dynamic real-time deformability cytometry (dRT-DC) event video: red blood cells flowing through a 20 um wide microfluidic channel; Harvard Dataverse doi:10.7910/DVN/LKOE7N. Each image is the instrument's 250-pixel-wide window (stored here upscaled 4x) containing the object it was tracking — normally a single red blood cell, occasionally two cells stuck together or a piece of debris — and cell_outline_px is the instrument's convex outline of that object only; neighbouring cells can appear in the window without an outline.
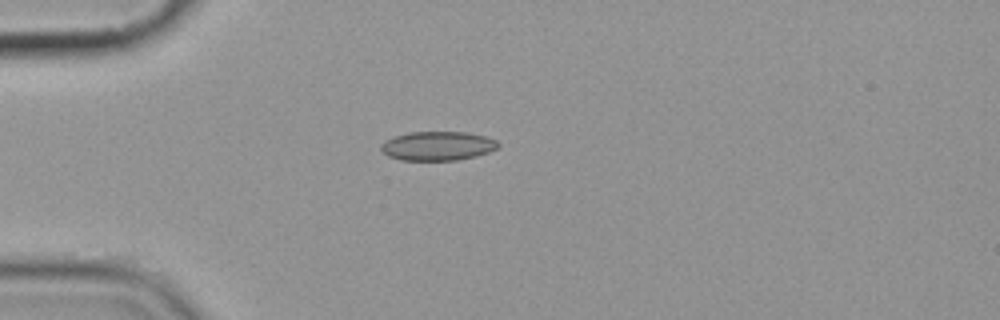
{"species": "common noctule bat (a hibernating species)", "species_latin": "Nyctalus noctula", "temperature_condition": "cold", "stored_images_in_passage": 3, "camera_frame_rate_fps": 3000, "um_per_image_px": 0.085, "animal": {"sex": "female", "body_mass_g": 19.9}, "frame": {"image": 1, "passage_image": 1, "time_ms": 0.0, "image_size_px": [1000, 320], "cell_outline_px": [[500, 144], [496, 148], [488, 152], [476, 156], [456, 160], [400, 160], [388, 156], [380, 148], [380, 144], [384, 140], [408, 132], [464, 132], [488, 136], [496, 140]], "centroid_in_image_um": [37.19, 12.4], "position_along_channel_um": 47.8, "area_um2": 19.88}}
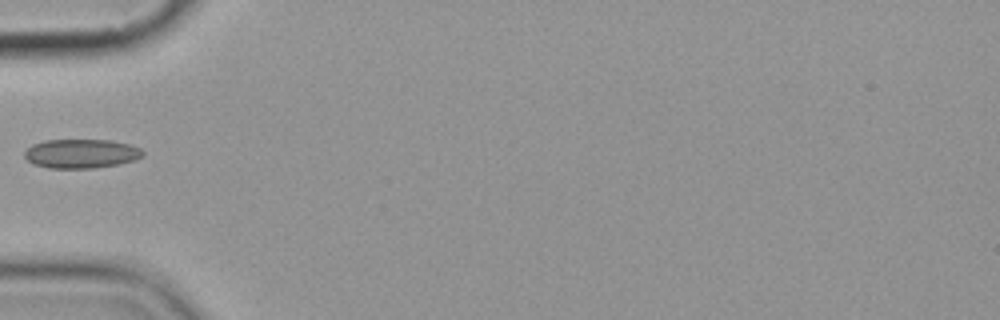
{"frame": {"image": 2, "passage_image": 2, "time_ms": 1.333, "image_size_px": [1000, 320], "cell_outline_px": [[144, 156], [136, 160], [120, 164], [96, 168], [48, 168], [32, 164], [24, 156], [24, 152], [32, 144], [44, 140], [112, 140], [128, 144], [140, 148], [144, 152]], "centroid_in_image_um": [6.91, 13.06], "position_along_channel_um": 78.1, "area_um2": 20.29}}
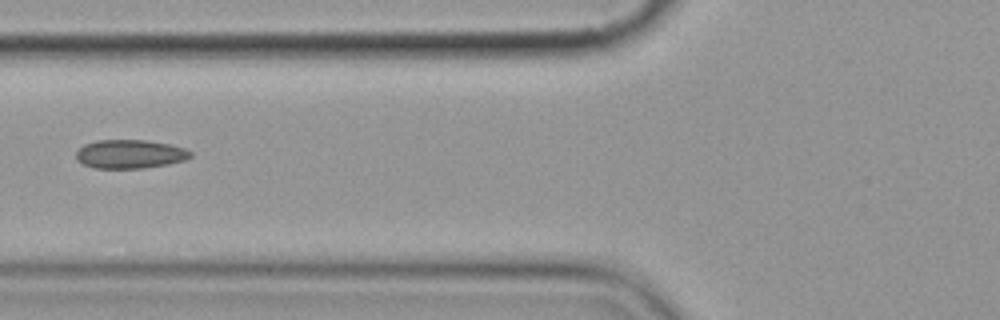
{"frame": {"image": 3, "passage_image": 3, "time_ms": 2.333, "image_size_px": [1000, 320], "cell_outline_px": [[192, 156], [184, 160], [168, 164], [144, 168], [96, 168], [84, 164], [76, 160], [76, 152], [84, 144], [96, 140], [148, 140], [168, 144], [184, 148], [192, 152]], "centroid_in_image_um": [11.04, 13.09], "position_along_channel_um": 114.8, "area_um2": 19.13}}